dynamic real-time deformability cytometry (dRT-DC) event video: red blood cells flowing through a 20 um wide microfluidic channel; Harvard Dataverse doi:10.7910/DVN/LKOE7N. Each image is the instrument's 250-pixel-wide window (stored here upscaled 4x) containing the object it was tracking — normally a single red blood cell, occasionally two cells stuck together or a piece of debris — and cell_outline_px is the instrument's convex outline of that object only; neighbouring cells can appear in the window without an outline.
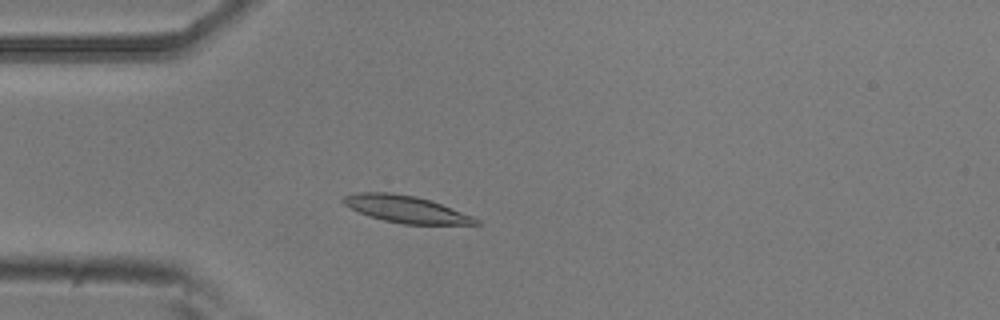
{"species": "common noctule bat (a hibernating species)", "species_latin": "Nyctalus noctula", "temperature_condition": "room temperature", "stored_images_in_passage": 50, "camera_frame_rate_fps": 3000, "um_per_image_px": 0.085, "animal": {"sex": "male", "body_mass_g": 20.5, "forearm_length_mm": 52.5}, "frame": {"image": 1, "passage_image": 11, "time_ms": 3.333, "image_size_px": [1000, 320], "cell_outline_px": [[484, 224], [404, 224], [384, 220], [368, 216], [344, 204], [340, 200], [344, 196], [356, 192], [388, 192], [416, 196], [440, 204], [472, 216], [480, 220]], "centroid_in_image_um": [34.48, 17.77], "position_along_channel_um": 50.5, "area_um2": 20.58}}
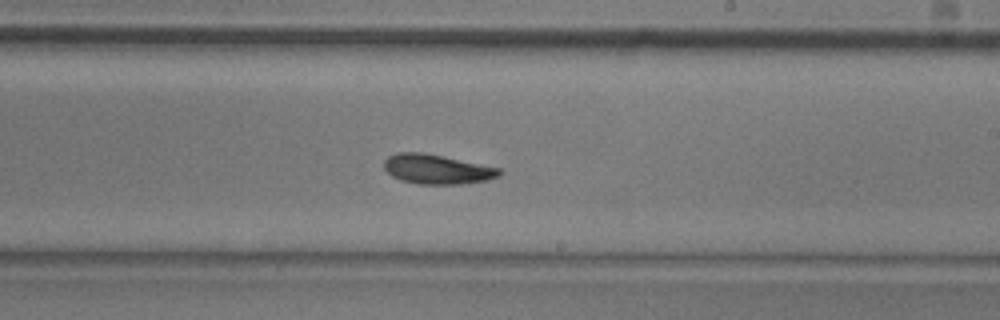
{"frame": {"image": 2, "passage_image": 28, "time_ms": 9.0, "image_size_px": [1000, 320], "cell_outline_px": [[504, 172], [500, 176], [488, 180], [460, 184], [416, 184], [400, 180], [392, 176], [384, 168], [384, 160], [388, 156], [396, 152], [424, 152], [500, 168]], "centroid_in_image_um": [37.14, 14.38], "position_along_channel_um": 251.9, "area_um2": 20.06}}
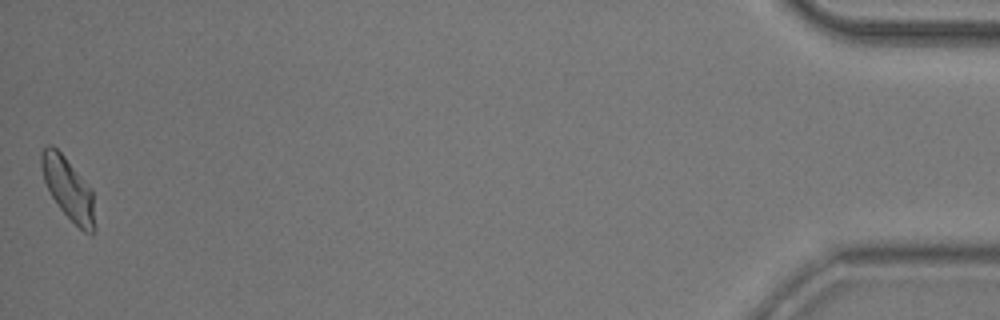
{"frame": {"image": 3, "passage_image": 50, "time_ms": 16.333, "image_size_px": [1000, 320], "cell_outline_px": [[96, 228], [92, 236], [84, 232], [60, 208], [52, 196], [44, 180], [40, 164], [40, 152], [48, 144], [52, 144], [64, 156], [92, 188]], "centroid_in_image_um": [5.82, 16.04], "position_along_channel_um": 429.4, "area_um2": 19.36}, "authors_computed_cell_mechanics": {"area_um2": 19.7676, "velocity_mm_per_s": 3.7206, "shape_relaxation_time_tau1_ms": 9.4162, "shape_relaxation_time_tau2_ms": 7.7184, "deformation_change_tau1": 0.2059, "deformation_change_tau2": 0.1488}}